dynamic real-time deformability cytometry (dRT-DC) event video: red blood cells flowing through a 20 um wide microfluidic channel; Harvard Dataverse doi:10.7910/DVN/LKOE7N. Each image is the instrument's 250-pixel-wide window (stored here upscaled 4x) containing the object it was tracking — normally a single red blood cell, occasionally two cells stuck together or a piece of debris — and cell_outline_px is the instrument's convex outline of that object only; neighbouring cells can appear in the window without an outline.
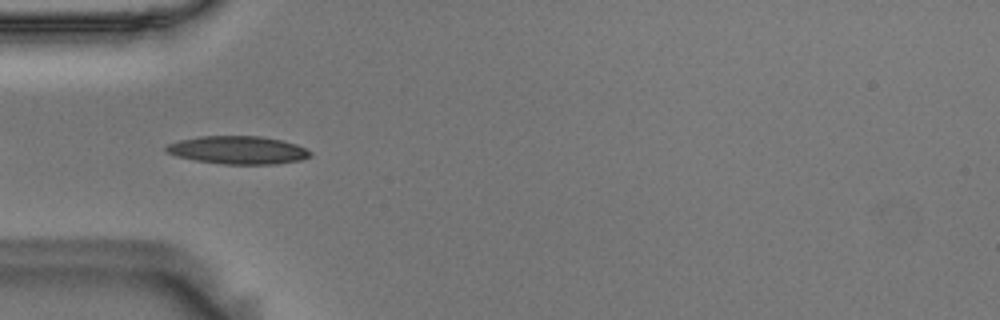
{"species": "Egyptian fruit bat (a non-hibernating species)", "species_latin": "Rousettus aegyptiacus", "temperature_condition": "room temperature", "stored_images_in_passage": 12, "camera_frame_rate_fps": 3000, "um_per_image_px": 0.085, "animal": {"sex": "male"}, "frame": {"image": 1, "passage_image": 3, "time_ms": 0.667, "image_size_px": [1000, 320], "cell_outline_px": [[312, 156], [300, 160], [276, 164], [224, 164], [196, 160], [176, 156], [164, 152], [164, 148], [168, 144], [180, 140], [200, 136], [260, 136], [284, 140], [296, 144], [312, 152]], "centroid_in_image_um": [20.23, 12.75], "position_along_channel_um": 64.8, "area_um2": 23.58}}
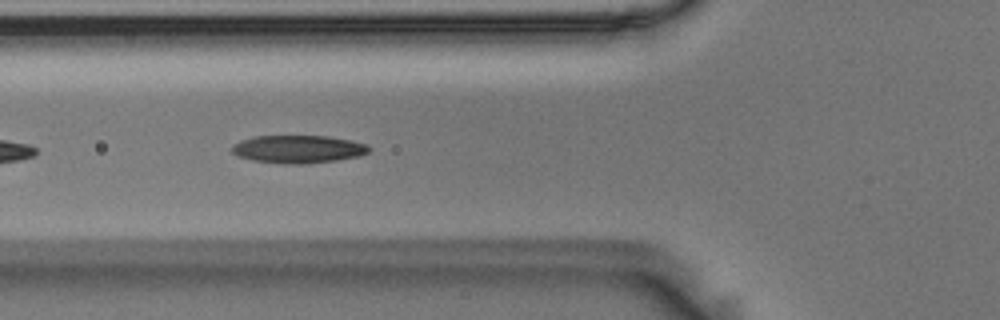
{"frame": {"image": 2, "passage_image": 6, "time_ms": 1.667, "image_size_px": [1000, 320], "cell_outline_px": [[372, 148], [368, 152], [360, 156], [336, 160], [304, 164], [288, 164], [252, 160], [236, 156], [232, 152], [232, 144], [240, 140], [252, 136], [328, 136], [352, 140], [364, 144]], "centroid_in_image_um": [25.32, 12.67], "position_along_channel_um": 100.5, "area_um2": 22.37}}